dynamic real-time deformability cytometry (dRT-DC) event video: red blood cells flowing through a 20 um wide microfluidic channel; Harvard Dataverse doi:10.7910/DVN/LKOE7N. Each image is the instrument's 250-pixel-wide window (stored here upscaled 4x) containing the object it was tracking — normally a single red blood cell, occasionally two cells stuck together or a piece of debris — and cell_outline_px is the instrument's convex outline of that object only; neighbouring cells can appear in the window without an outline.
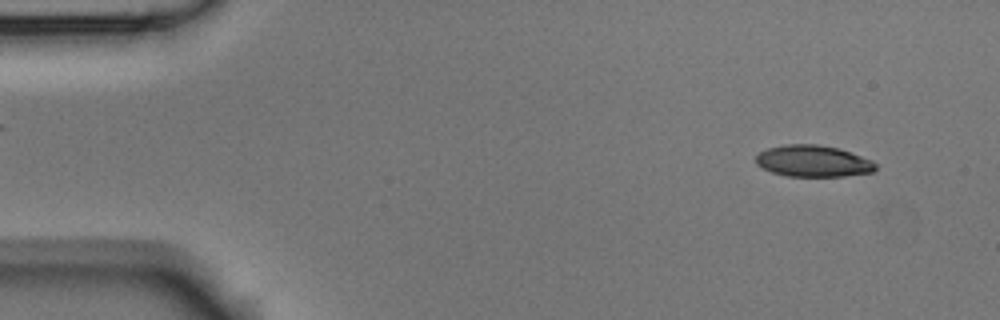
{"species": "Egyptian fruit bat (a non-hibernating species)", "species_latin": "Rousettus aegyptiacus", "temperature_condition": "room temperature", "stored_images_in_passage": 3, "camera_frame_rate_fps": 3000, "um_per_image_px": 0.085, "animal": {"sex": "male"}, "frame": {"image": 1, "passage_image": 1, "time_ms": 0.0, "image_size_px": [1000, 320], "cell_outline_px": [[876, 168], [872, 172], [844, 176], [788, 176], [772, 172], [756, 164], [756, 156], [760, 152], [768, 148], [788, 144], [816, 144], [836, 148], [872, 160], [876, 164]], "centroid_in_image_um": [69.1, 13.7], "position_along_channel_um": 15.9, "area_um2": 21.68}}
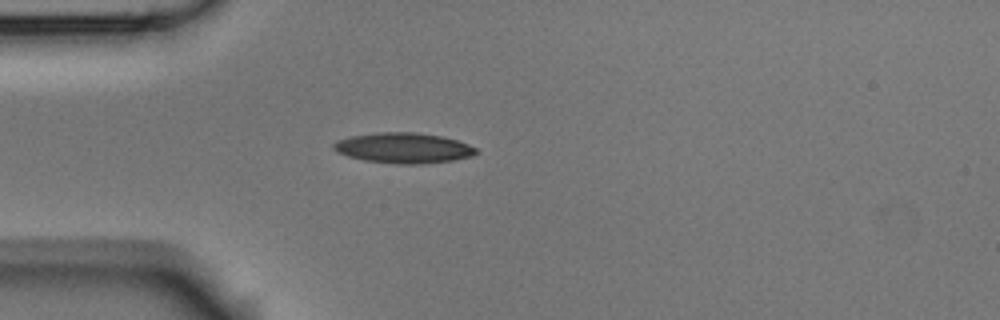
{"frame": {"image": 2, "passage_image": 3, "time_ms": 0.667, "image_size_px": [1000, 320], "cell_outline_px": [[480, 152], [472, 156], [452, 160], [420, 164], [396, 164], [364, 160], [348, 156], [336, 152], [332, 148], [332, 144], [336, 140], [352, 136], [376, 132], [416, 132], [440, 136], [456, 140], [468, 144], [476, 148]], "centroid_in_image_um": [34.28, 12.57], "position_along_channel_um": 50.7, "area_um2": 25.32}}